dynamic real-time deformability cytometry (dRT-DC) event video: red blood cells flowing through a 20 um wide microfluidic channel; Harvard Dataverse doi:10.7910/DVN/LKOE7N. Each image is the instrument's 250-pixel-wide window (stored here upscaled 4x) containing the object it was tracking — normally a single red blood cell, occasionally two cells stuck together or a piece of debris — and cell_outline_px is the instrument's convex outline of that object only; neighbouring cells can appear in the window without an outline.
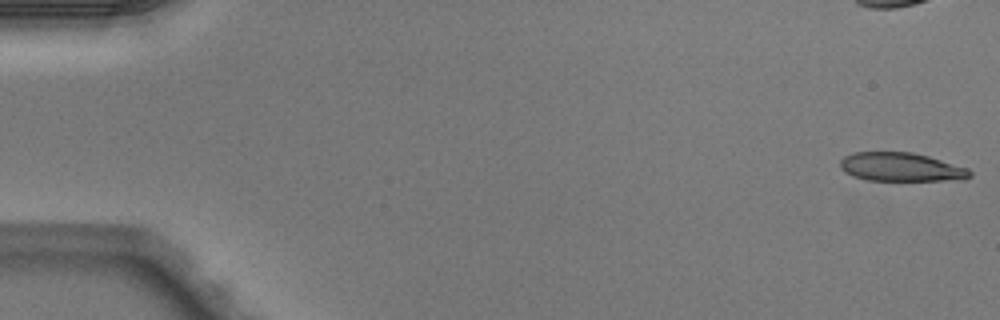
{"species": "Egyptian fruit bat (a non-hibernating species)", "species_latin": "Rousettus aegyptiacus", "temperature_condition": "warm", "stored_images_in_passage": 5, "camera_frame_rate_fps": 3000, "um_per_image_px": 0.085, "animal": {"sex": "male"}, "frame": {"image": 1, "passage_image": 1, "time_ms": 0.0, "image_size_px": [1000, 320], "cell_outline_px": [[972, 176], [964, 180], [868, 180], [852, 176], [844, 172], [840, 168], [840, 160], [844, 156], [856, 152], [912, 152], [928, 156], [968, 168], [972, 172]], "centroid_in_image_um": [76.59, 14.2], "position_along_channel_um": 8.4, "area_um2": 21.73}}